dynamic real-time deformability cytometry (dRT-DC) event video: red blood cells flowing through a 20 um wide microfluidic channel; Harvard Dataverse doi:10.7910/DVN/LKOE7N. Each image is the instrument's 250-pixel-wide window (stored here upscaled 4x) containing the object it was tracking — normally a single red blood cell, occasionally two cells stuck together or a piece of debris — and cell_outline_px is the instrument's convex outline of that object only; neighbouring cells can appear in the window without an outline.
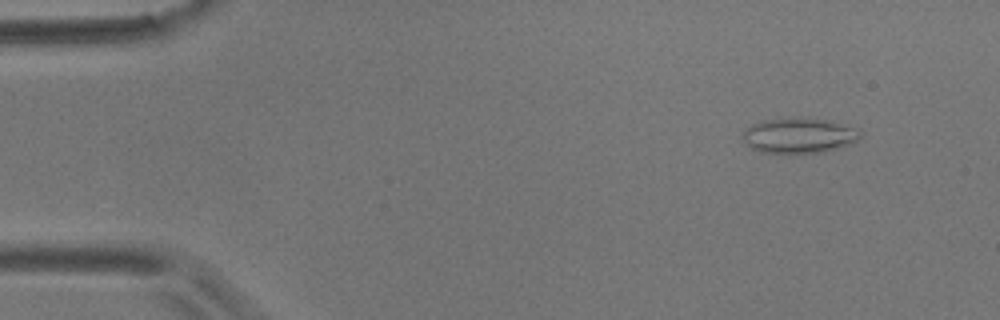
{"species": "common noctule bat (a hibernating species)", "species_latin": "Nyctalus noctula", "temperature_condition": "room temperature", "stored_images_in_passage": 3, "camera_frame_rate_fps": 3000, "um_per_image_px": 0.085, "animal": {"sex": "male", "body_mass_g": 17.9}, "frame": {"image": 1, "passage_image": 1, "time_ms": 0.0, "image_size_px": [1000, 320], "cell_outline_px": [[860, 136], [856, 140], [840, 148], [824, 152], [764, 152], [752, 148], [744, 144], [744, 132], [752, 124], [764, 120], [808, 116], [832, 120], [860, 128]], "centroid_in_image_um": [67.98, 11.48], "position_along_channel_um": 17.0, "area_um2": 24.28}}
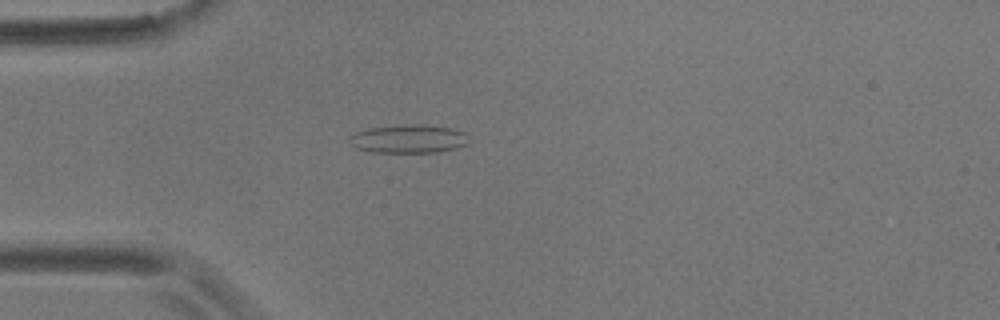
{"frame": {"image": 2, "passage_image": 3, "time_ms": 3.333, "image_size_px": [1000, 320], "cell_outline_px": [[468, 144], [456, 148], [440, 152], [372, 152], [356, 148], [348, 140], [348, 136], [356, 132], [368, 128], [396, 124], [424, 124], [452, 128], [464, 132]], "centroid_in_image_um": [34.7, 11.79], "position_along_channel_um": 50.3, "area_um2": 20.0}}